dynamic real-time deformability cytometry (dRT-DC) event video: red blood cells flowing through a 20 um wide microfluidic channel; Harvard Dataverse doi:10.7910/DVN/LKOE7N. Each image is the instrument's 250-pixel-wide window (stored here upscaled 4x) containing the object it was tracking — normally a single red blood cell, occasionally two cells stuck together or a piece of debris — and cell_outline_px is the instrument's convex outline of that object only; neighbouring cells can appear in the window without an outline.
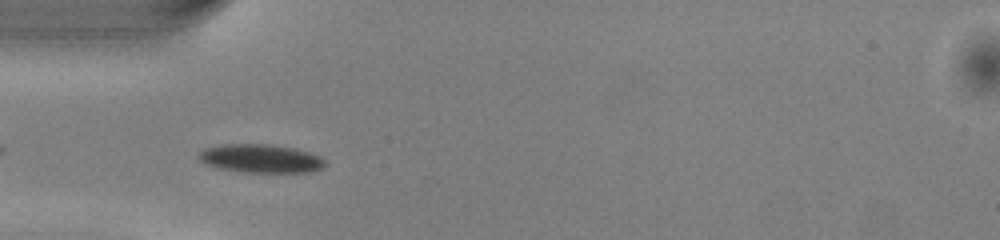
{"species": "common noctule bat (a hibernating species)", "species_latin": "Nyctalus noctula", "temperature_condition": "warm", "stored_images_in_passage": 35, "camera_frame_rate_fps": 3000, "um_per_image_px": 0.085, "animal": {"sex": "male", "body_mass_g": 13.0, "forearm_length_mm": 53.1}, "frame": {"image": 1, "passage_image": 1, "time_ms": 0.0, "image_size_px": [1000, 240], "cell_outline_px": [[324, 168], [312, 172], [240, 172], [216, 168], [204, 164], [196, 156], [204, 148], [220, 144], [272, 144], [296, 148], [320, 156], [324, 160]], "centroid_in_image_um": [22.12, 13.47], "position_along_channel_um": 62.9, "area_um2": 21.33}}
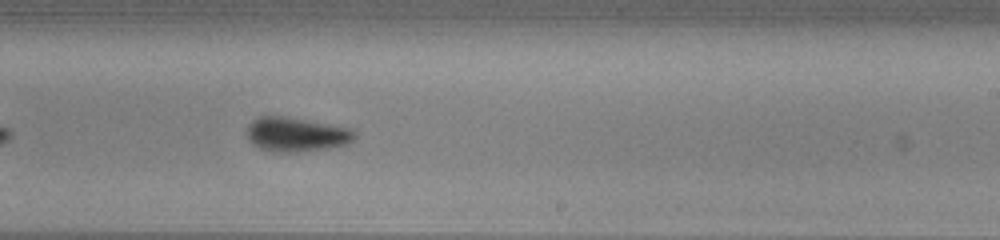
{"frame": {"image": 2, "passage_image": 16, "time_ms": 5.0, "image_size_px": [1000, 240], "cell_outline_px": [[356, 136], [348, 144], [328, 148], [296, 152], [272, 152], [260, 148], [252, 144], [248, 140], [248, 124], [252, 120], [260, 116], [284, 116], [352, 128], [356, 132]], "centroid_in_image_um": [25.18, 11.43], "position_along_channel_um": 263.8, "area_um2": 21.62}}
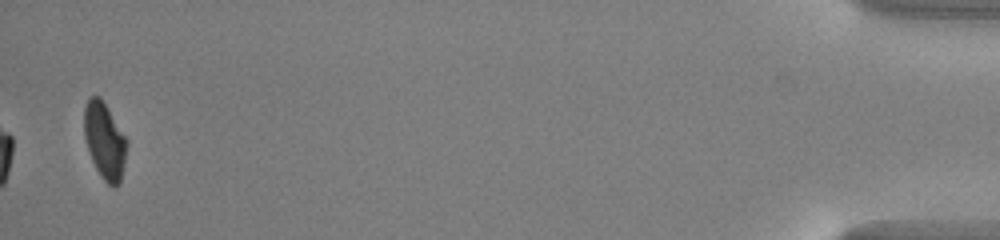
{"frame": {"image": 3, "passage_image": 35, "time_ms": 11.333, "image_size_px": [1000, 240], "cell_outline_px": [[128, 144], [120, 184], [112, 188], [100, 176], [88, 152], [84, 136], [84, 108], [88, 100], [92, 96], [100, 96], [108, 108], [128, 140]], "centroid_in_image_um": [8.9, 11.99], "position_along_channel_um": 426.3, "area_um2": 19.19}, "authors_computed_cell_mechanics": {"area_um2": 20.8658, "velocity_mm_per_s": 4.056, "shape_relaxation_time_tau1_ms": 2.334, "shape_relaxation_time_tau2_ms": null, "deformation_change_tau1": 0.1319, "deformation_change_tau2": null}}